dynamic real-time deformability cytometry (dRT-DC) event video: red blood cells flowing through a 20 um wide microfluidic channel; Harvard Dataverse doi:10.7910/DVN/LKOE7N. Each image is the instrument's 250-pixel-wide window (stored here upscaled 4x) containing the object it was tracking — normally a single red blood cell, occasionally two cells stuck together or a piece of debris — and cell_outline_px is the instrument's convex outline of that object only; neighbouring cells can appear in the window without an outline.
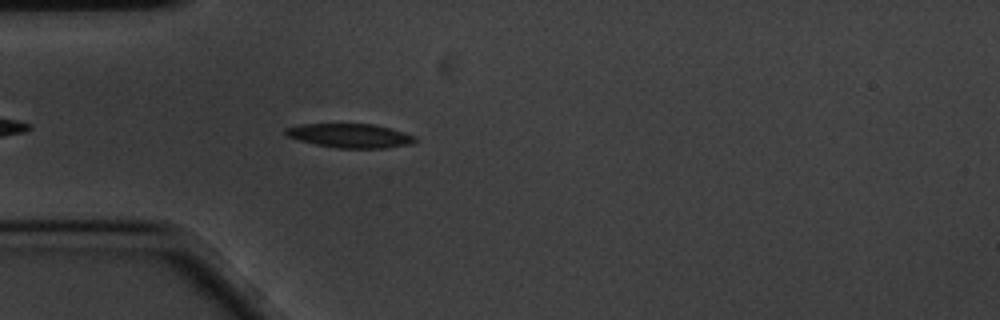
{"species": "common noctule bat (a hibernating species)", "species_latin": "Nyctalus noctula", "temperature_condition": "cold", "stored_images_in_passage": 10, "camera_frame_rate_fps": 3000, "um_per_image_px": 0.085, "animal": {"sex": "male", "body_mass_g": 20.1, "forearm_length_mm": 53.5}, "frame": {"image": 1, "passage_image": 5, "time_ms": 1.333, "image_size_px": [1000, 320], "cell_outline_px": [[416, 140], [412, 144], [388, 148], [336, 148], [316, 144], [300, 140], [288, 136], [284, 132], [284, 128], [300, 124], [372, 124], [392, 128], [416, 136]], "centroid_in_image_um": [29.79, 11.53], "position_along_channel_um": 55.2, "area_um2": 18.21}}